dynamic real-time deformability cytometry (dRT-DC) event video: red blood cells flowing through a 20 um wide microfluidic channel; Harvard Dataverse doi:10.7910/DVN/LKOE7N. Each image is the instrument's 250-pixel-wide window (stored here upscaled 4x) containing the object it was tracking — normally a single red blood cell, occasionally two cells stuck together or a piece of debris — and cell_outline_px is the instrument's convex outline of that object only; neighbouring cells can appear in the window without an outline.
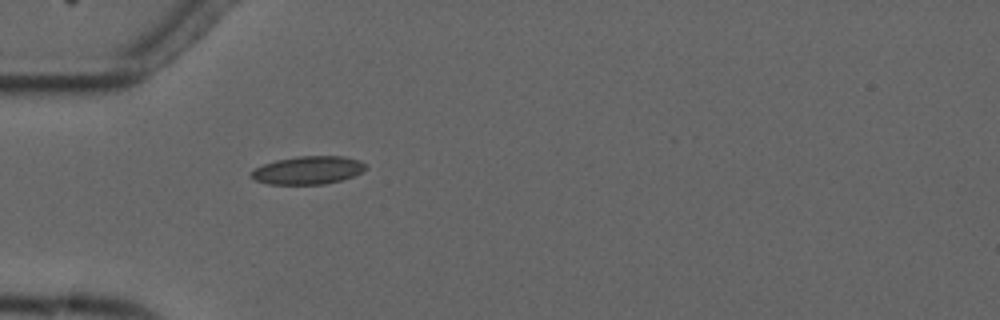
{"species": "common noctule bat (a hibernating species)", "species_latin": "Nyctalus noctula", "temperature_condition": "cold", "stored_images_in_passage": 3, "camera_frame_rate_fps": 3000, "um_per_image_px": 0.085, "animal": {"sex": "male", "forearm_length_mm": 52.5}, "frame": {"image": 1, "passage_image": 3, "time_ms": 2.333, "image_size_px": [1000, 320], "cell_outline_px": [[368, 168], [352, 176], [340, 180], [324, 184], [268, 184], [256, 180], [248, 176], [256, 168], [264, 164], [276, 160], [296, 156], [344, 156], [360, 160]], "centroid_in_image_um": [26.17, 14.46], "position_along_channel_um": 58.8, "area_um2": 18.61}}